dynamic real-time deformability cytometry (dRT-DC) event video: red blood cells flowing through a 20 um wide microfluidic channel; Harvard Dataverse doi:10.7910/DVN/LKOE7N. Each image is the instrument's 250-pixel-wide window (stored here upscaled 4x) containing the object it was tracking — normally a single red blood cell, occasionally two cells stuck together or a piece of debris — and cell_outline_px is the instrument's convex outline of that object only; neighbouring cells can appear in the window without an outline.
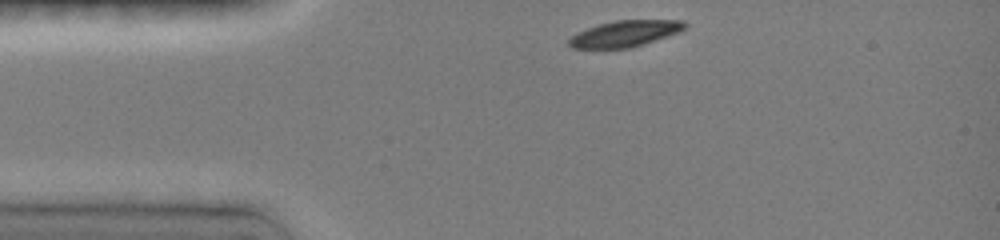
{"species": "common noctule bat (a hibernating species)", "species_latin": "Nyctalus noctula", "temperature_condition": "room temperature", "stored_images_in_passage": 33, "camera_frame_rate_fps": 3000, "um_per_image_px": 0.085, "animal": {"sex": "female", "body_mass_g": 19.0, "forearm_length_mm": 51.5}, "frame": {"image": 1, "passage_image": 1, "time_ms": 0.0, "image_size_px": [1000, 240], "cell_outline_px": [[688, 24], [684, 28], [676, 32], [628, 48], [572, 48], [568, 44], [568, 40], [572, 36], [588, 28], [600, 24], [616, 20], [684, 20]], "centroid_in_image_um": [53.09, 2.84], "position_along_channel_um": 31.9, "area_um2": 17.05}}
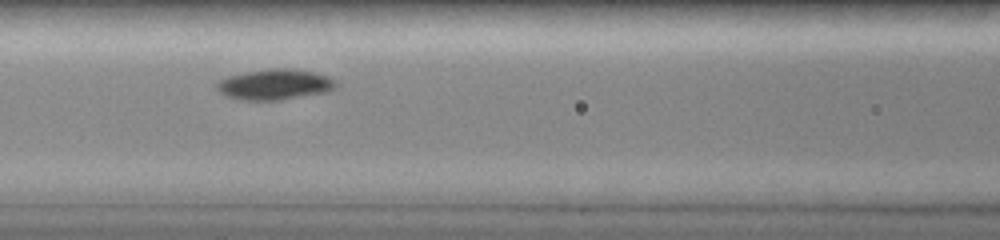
{"frame": {"image": 2, "passage_image": 12, "time_ms": 3.667, "image_size_px": [1000, 240], "cell_outline_px": [[336, 84], [332, 88], [324, 92], [280, 100], [244, 100], [228, 96], [220, 92], [216, 84], [220, 80], [228, 76], [244, 72], [272, 68], [292, 68], [312, 72], [328, 76]], "centroid_in_image_um": [23.32, 7.17], "position_along_channel_um": 143.3, "area_um2": 20.81}}
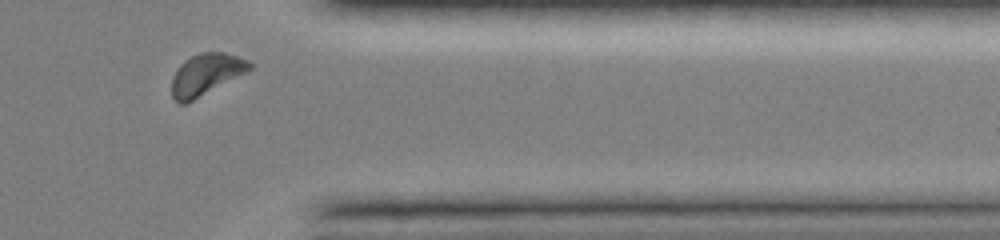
{"frame": {"image": 3, "passage_image": 31, "time_ms": 10.0, "image_size_px": [1000, 240], "cell_outline_px": [[252, 68], [192, 100], [184, 104], [180, 104], [172, 96], [172, 76], [180, 64], [184, 60], [200, 52], [224, 52], [248, 60], [252, 64]], "centroid_in_image_um": [17.47, 6.29], "position_along_channel_um": 393.9, "area_um2": 18.26}, "authors_computed_cell_mechanics": {"area_um2": 19.363, "velocity_mm_per_s": 3.9814, "shape_relaxation_time_tau1_ms": 1.6181, "shape_relaxation_time_tau2_ms": null, "deformation_change_tau1": 0.1178, "deformation_change_tau2": null}}